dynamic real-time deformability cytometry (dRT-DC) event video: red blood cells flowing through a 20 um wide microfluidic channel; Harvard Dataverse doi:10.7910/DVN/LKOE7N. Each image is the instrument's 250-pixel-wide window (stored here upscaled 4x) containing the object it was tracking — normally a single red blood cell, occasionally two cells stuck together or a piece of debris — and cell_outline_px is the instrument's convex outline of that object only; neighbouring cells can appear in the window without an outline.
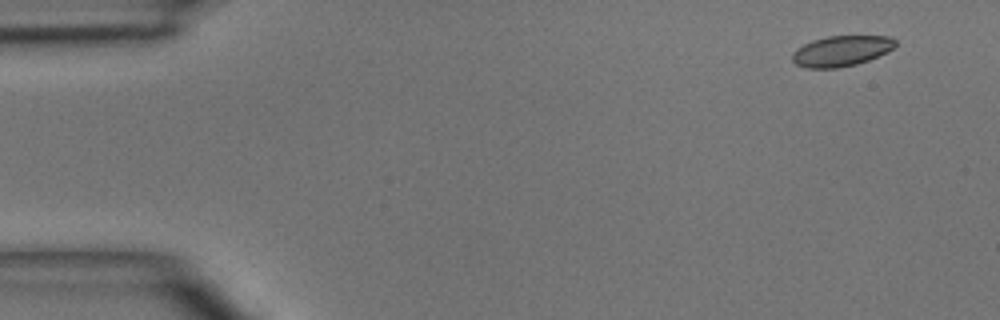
{"species": "common noctule bat (a hibernating species)", "species_latin": "Nyctalus noctula", "temperature_condition": "room temperature", "stored_images_in_passage": 3, "camera_frame_rate_fps": 3000, "um_per_image_px": 0.085, "animal": {"sex": "male", "body_mass_g": 15.6}, "frame": {"image": 1, "passage_image": 1, "time_ms": 0.0, "image_size_px": [1000, 320], "cell_outline_px": [[896, 44], [888, 52], [868, 60], [856, 64], [840, 68], [808, 68], [796, 64], [792, 60], [792, 52], [796, 48], [812, 40], [828, 36], [888, 36], [896, 40]], "centroid_in_image_um": [71.5, 4.33], "position_along_channel_um": 13.5, "area_um2": 18.38}}